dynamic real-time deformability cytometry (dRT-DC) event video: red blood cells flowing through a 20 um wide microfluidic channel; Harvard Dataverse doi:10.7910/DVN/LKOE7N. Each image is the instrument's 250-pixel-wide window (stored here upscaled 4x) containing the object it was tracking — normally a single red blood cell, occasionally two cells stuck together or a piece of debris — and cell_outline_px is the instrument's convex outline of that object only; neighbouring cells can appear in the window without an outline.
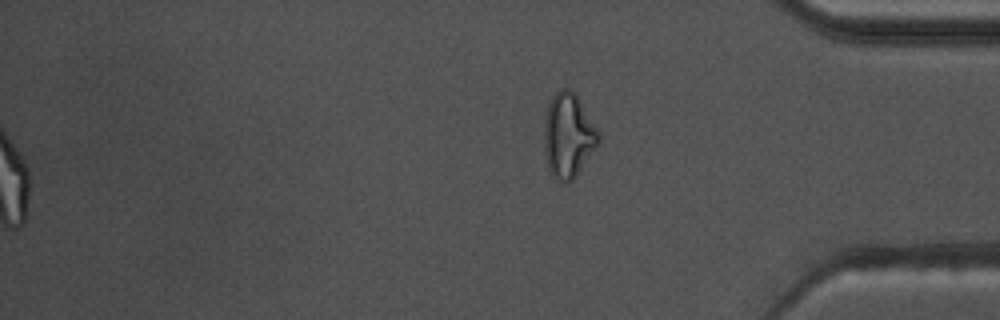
{"species": "common noctule bat (a hibernating species)", "species_latin": "Nyctalus noctula", "temperature_condition": "warm", "stored_images_in_passage": 42, "segment_of_instrument_passage": [2, 2], "camera_frame_rate_fps": 3000, "um_per_image_px": 0.085, "animal": {"sex": "male", "body_mass_g": 17.5, "forearm_length_mm": 52.3}, "frame": {"image": 1, "passage_image": 42, "time_ms": 13.667, "image_size_px": [1000, 320], "cell_outline_px": [[600, 140], [596, 148], [576, 176], [572, 180], [556, 180], [552, 176], [548, 168], [544, 148], [544, 124], [548, 104], [552, 96], [556, 92], [564, 88], [568, 88], [576, 96], [596, 128], [600, 136]], "centroid_in_image_um": [48.28, 11.54], "position_along_channel_um": 386.9, "area_um2": 26.24}}